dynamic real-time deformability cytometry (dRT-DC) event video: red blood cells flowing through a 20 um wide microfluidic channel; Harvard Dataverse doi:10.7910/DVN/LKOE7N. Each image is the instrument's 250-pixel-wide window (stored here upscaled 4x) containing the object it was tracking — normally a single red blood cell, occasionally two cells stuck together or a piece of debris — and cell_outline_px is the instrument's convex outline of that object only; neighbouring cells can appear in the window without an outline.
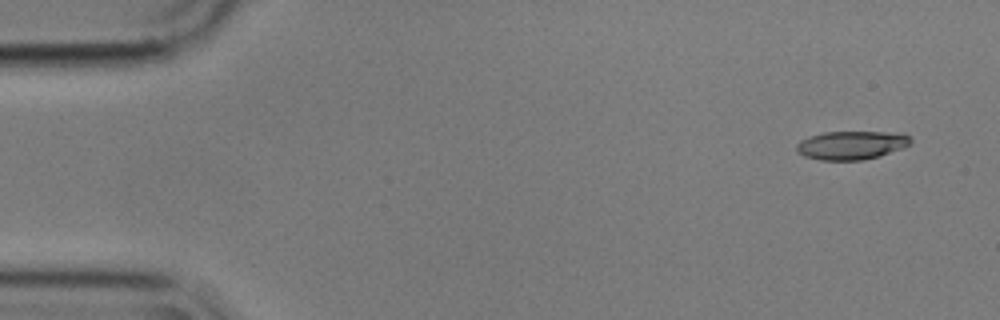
{"species": "common noctule bat (a hibernating species)", "species_latin": "Nyctalus noctula", "temperature_condition": "cold", "stored_images_in_passage": 3, "camera_frame_rate_fps": 3000, "um_per_image_px": 0.085, "animal": {"sex": "male", "body_mass_g": 17.9}, "frame": {"image": 1, "passage_image": 1, "time_ms": 0.0, "image_size_px": [1000, 320], "cell_outline_px": [[912, 144], [904, 148], [880, 156], [864, 160], [820, 160], [804, 156], [796, 152], [796, 144], [800, 140], [808, 136], [824, 132], [904, 132], [912, 140]], "centroid_in_image_um": [72.39, 12.34], "position_along_channel_um": 12.6, "area_um2": 19.36}}
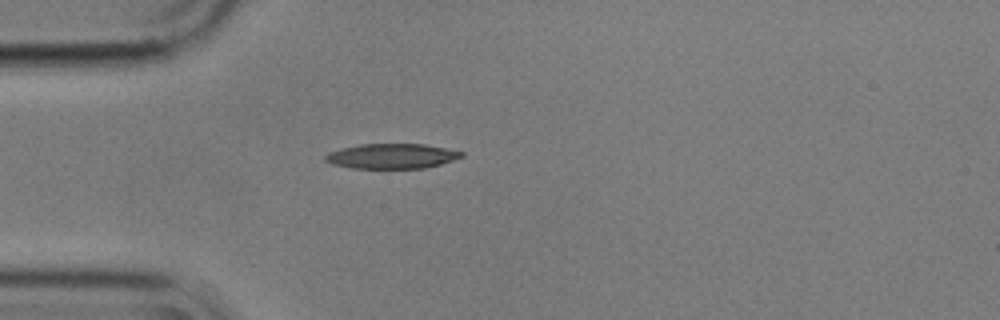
{"frame": {"image": 2, "passage_image": 2, "time_ms": 0.333, "image_size_px": [1000, 320], "cell_outline_px": [[464, 156], [440, 164], [424, 168], [352, 168], [332, 164], [324, 160], [324, 156], [328, 152], [340, 148], [360, 144], [424, 144], [464, 152]], "centroid_in_image_um": [33.26, 13.27], "position_along_channel_um": 51.7, "area_um2": 19.77}}